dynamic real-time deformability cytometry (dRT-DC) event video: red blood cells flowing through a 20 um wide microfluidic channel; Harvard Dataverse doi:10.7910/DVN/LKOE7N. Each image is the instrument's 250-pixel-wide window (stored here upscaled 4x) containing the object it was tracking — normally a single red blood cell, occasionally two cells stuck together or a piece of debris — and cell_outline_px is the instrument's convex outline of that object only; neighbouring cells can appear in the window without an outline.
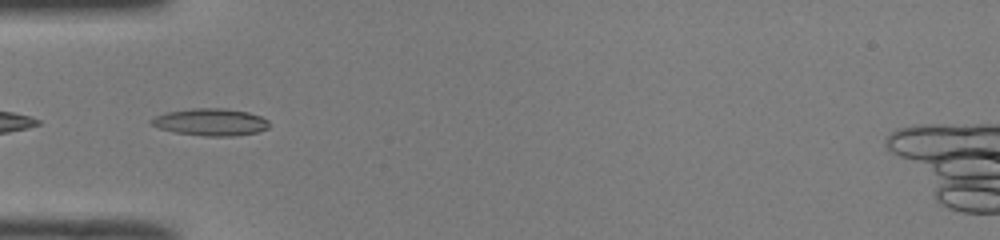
{"species": "common noctule bat (a hibernating species)", "species_latin": "Nyctalus noctula", "temperature_condition": "room temperature", "stored_images_in_passage": 36, "camera_frame_rate_fps": 3000, "um_per_image_px": 0.085, "animal": {"sex": "male", "body_mass_g": 19.0, "forearm_length_mm": 50.8}, "frame": {"image": 1, "passage_image": 4, "time_ms": 1.0, "image_size_px": [1000, 240], "cell_outline_px": [[268, 128], [256, 132], [232, 136], [204, 136], [176, 132], [160, 128], [152, 124], [148, 120], [156, 116], [168, 112], [192, 108], [224, 108], [248, 112], [260, 116], [268, 120]], "centroid_in_image_um": [17.91, 10.37], "position_along_channel_um": 67.1, "area_um2": 18.44}}
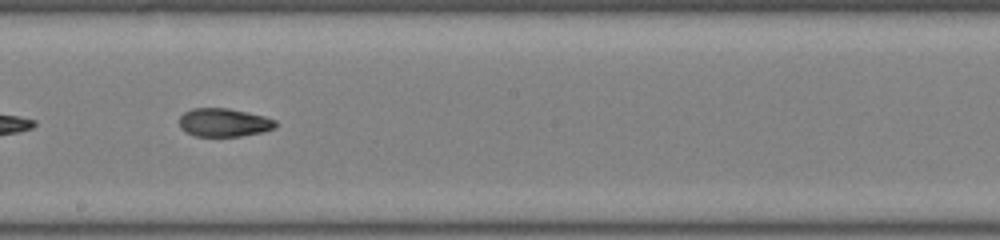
{"frame": {"image": 2, "passage_image": 16, "time_ms": 5.0, "image_size_px": [1000, 240], "cell_outline_px": [[276, 128], [260, 132], [240, 136], [196, 136], [180, 128], [180, 116], [184, 112], [192, 108], [228, 108], [248, 112], [264, 116], [276, 120]], "centroid_in_image_um": [19.04, 10.4], "position_along_channel_um": 229.2, "area_um2": 15.84}}
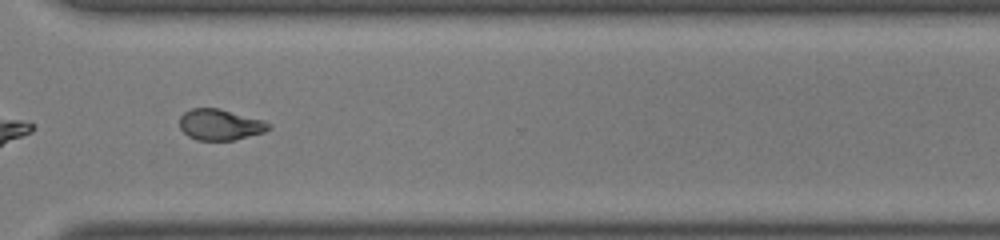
{"frame": {"image": 3, "passage_image": 25, "time_ms": 8.0, "image_size_px": [1000, 240], "cell_outline_px": [[272, 128], [264, 132], [236, 140], [196, 140], [188, 136], [180, 128], [180, 116], [184, 112], [192, 108], [220, 108], [264, 120], [272, 124]], "centroid_in_image_um": [18.74, 10.59], "position_along_channel_um": 351.9, "area_um2": 16.3}, "authors_computed_cell_mechanics": {"area_um2": 16.6464, "velocity_mm_per_s": 4.0684, "shape_relaxation_time_tau1_ms": 4.926, "shape_relaxation_time_tau2_ms": 4.5182, "deformation_change_tau1": 0.1765, "deformation_change_tau2": 0.0778}}